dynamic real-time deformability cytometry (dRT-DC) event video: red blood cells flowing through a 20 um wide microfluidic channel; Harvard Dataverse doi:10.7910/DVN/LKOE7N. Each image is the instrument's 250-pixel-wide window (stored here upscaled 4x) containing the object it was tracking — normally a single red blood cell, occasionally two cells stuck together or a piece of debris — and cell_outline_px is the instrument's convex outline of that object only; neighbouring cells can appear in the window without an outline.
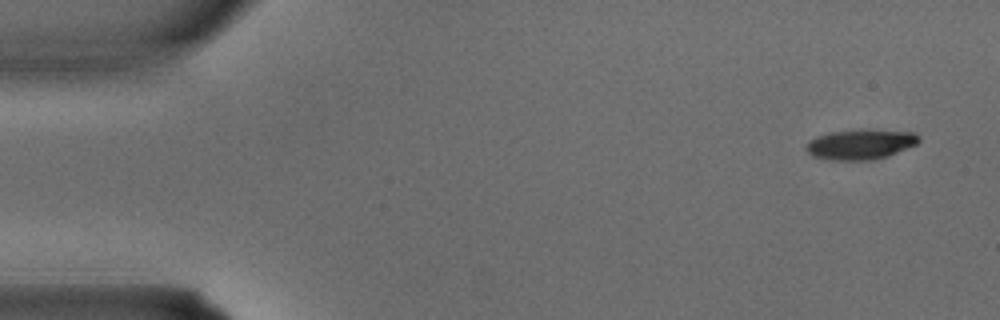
{"species": "common noctule bat (a hibernating species)", "species_latin": "Nyctalus noctula", "temperature_condition": "warm", "stored_images_in_passage": 4, "camera_frame_rate_fps": 3000, "um_per_image_px": 0.085, "animal": {"sex": "male", "body_mass_g": 15.6}, "frame": {"image": 1, "passage_image": 1, "time_ms": 0.0, "image_size_px": [1000, 320], "cell_outline_px": [[920, 140], [916, 144], [888, 156], [872, 160], [828, 160], [812, 156], [804, 148], [808, 140], [816, 136], [828, 132], [912, 132], [920, 136]], "centroid_in_image_um": [73.06, 12.32], "position_along_channel_um": 11.9, "area_um2": 19.02}}